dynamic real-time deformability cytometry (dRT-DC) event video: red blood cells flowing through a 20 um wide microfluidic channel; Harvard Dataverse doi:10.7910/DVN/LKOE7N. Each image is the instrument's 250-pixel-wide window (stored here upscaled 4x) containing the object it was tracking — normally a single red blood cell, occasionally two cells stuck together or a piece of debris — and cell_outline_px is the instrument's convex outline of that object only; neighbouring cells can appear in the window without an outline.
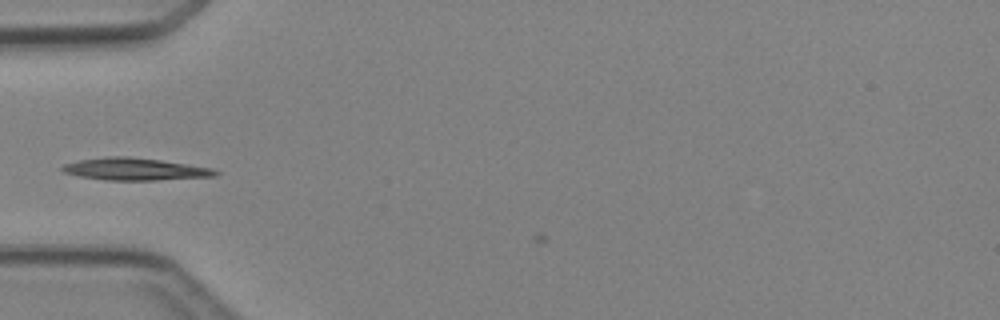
{"species": "Egyptian fruit bat (a non-hibernating species)", "species_latin": "Rousettus aegyptiacus", "temperature_condition": "cold", "stored_images_in_passage": 3, "camera_frame_rate_fps": 3000, "um_per_image_px": 0.085, "animal": {"sex": "female"}, "frame": {"image": 1, "passage_image": 2, "time_ms": 1.333, "image_size_px": [1000, 320], "cell_outline_px": [[220, 172], [216, 176], [156, 180], [104, 180], [80, 176], [64, 172], [60, 168], [64, 164], [80, 160], [108, 156], [128, 156], [160, 160], [212, 168]], "centroid_in_image_um": [11.47, 14.37], "position_along_channel_um": 73.5, "area_um2": 19.71}}